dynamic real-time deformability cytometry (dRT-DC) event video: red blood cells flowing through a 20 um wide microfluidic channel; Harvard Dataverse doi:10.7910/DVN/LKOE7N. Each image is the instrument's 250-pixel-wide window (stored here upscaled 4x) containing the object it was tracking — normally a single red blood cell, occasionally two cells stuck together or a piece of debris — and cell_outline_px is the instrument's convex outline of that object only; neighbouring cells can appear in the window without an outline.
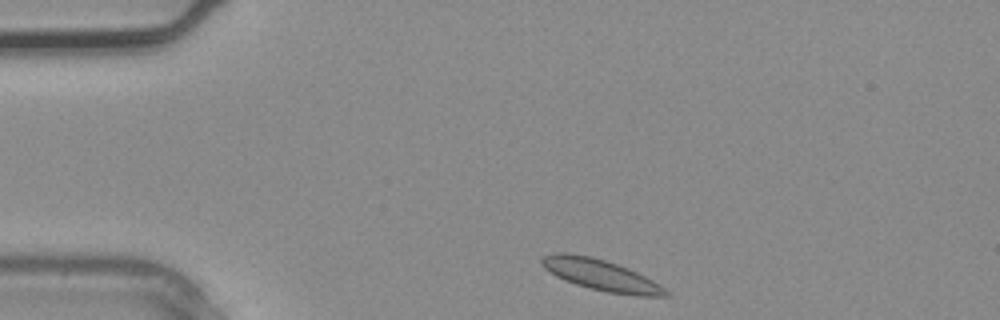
{"species": "common noctule bat (a hibernating species)", "species_latin": "Nyctalus noctula", "temperature_condition": "warm", "stored_images_in_passage": 2, "camera_frame_rate_fps": 3000, "um_per_image_px": 0.085, "animal": {"sex": "male", "body_mass_g": 20.4}, "frame": {"image": 1, "passage_image": 1, "time_ms": 0.0, "image_size_px": [1000, 320], "cell_outline_px": [[672, 296], [636, 296], [608, 292], [576, 284], [564, 280], [556, 276], [544, 268], [540, 264], [540, 260], [544, 256], [556, 252], [568, 252], [592, 256], [628, 268], [652, 280], [664, 288]], "centroid_in_image_um": [51.04, 23.36], "position_along_channel_um": 34.0, "area_um2": 22.31}}
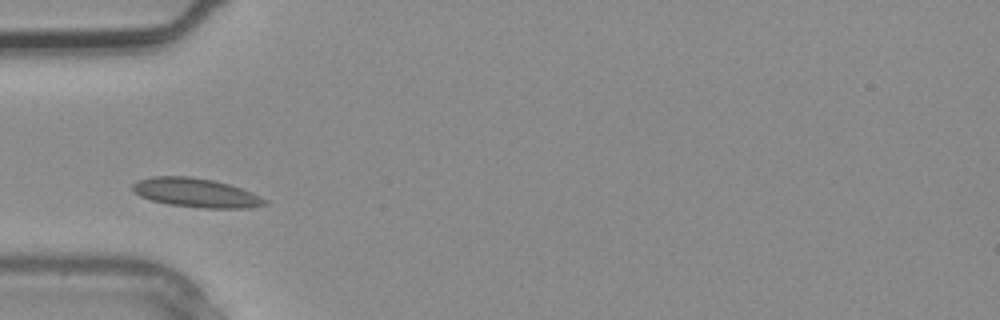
{"frame": {"image": 2, "passage_image": 2, "time_ms": 0.333, "image_size_px": [1000, 320], "cell_outline_px": [[268, 204], [248, 208], [204, 208], [168, 204], [152, 200], [140, 196], [132, 192], [132, 184], [136, 180], [152, 176], [188, 176], [212, 180], [228, 184], [252, 192], [268, 200]], "centroid_in_image_um": [16.63, 16.38], "position_along_channel_um": 68.4, "area_um2": 22.43}}